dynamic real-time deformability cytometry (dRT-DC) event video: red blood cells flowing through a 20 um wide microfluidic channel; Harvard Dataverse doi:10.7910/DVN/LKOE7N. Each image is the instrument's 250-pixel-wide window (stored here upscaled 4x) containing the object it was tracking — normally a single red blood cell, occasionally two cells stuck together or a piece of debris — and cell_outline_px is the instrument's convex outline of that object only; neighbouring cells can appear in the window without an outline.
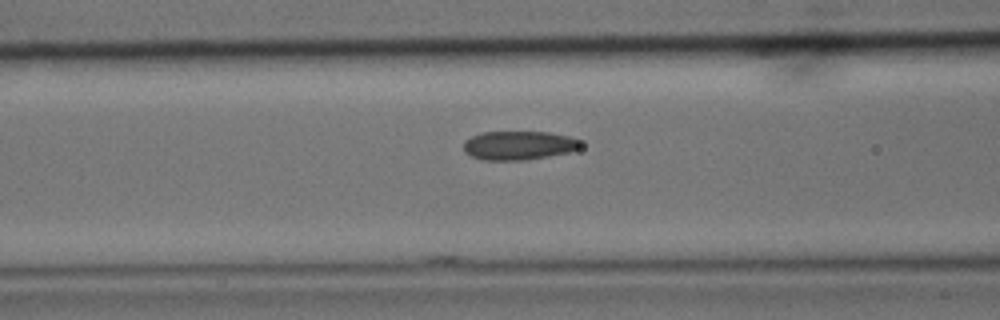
{"species": "common noctule bat (a hibernating species)", "species_latin": "Nyctalus noctula", "temperature_condition": "cold", "stored_images_in_passage": 11, "camera_frame_rate_fps": 3000, "um_per_image_px": 0.085, "animal": {"sex": "male", "body_mass_g": 15.6}, "frame": {"image": 1, "passage_image": 11, "time_ms": 3.333, "image_size_px": [1000, 320], "cell_outline_px": [[584, 144], [580, 148], [568, 152], [548, 156], [524, 160], [484, 160], [472, 156], [464, 152], [464, 140], [480, 132], [548, 132], [568, 136], [580, 140]], "centroid_in_image_um": [44.09, 12.35], "position_along_channel_um": 122.5, "area_um2": 19.71}}